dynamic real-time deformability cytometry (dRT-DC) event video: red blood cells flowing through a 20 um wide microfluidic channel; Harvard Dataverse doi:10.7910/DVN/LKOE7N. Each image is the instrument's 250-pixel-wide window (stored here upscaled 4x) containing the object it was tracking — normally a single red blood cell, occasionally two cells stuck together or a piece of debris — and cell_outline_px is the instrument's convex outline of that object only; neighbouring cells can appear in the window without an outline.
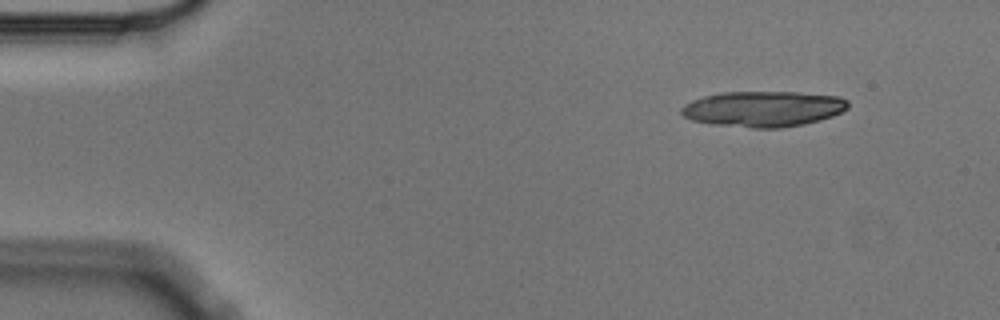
{"species": "Egyptian fruit bat (a non-hibernating species)", "species_latin": "Rousettus aegyptiacus", "temperature_condition": "cold", "stored_images_in_passage": 5, "camera_frame_rate_fps": 3000, "um_per_image_px": 0.085, "animal": {"sex": "male"}, "frame": {"image": 1, "passage_image": 1, "time_ms": 0.0, "image_size_px": [1000, 320], "cell_outline_px": [[848, 108], [832, 116], [820, 120], [804, 124], [780, 128], [752, 128], [712, 124], [692, 120], [684, 116], [680, 112], [680, 108], [684, 104], [692, 100], [704, 96], [720, 92], [796, 92], [840, 96], [848, 100]], "centroid_in_image_um": [64.87, 9.25], "position_along_channel_um": 20.1, "area_um2": 34.8}}